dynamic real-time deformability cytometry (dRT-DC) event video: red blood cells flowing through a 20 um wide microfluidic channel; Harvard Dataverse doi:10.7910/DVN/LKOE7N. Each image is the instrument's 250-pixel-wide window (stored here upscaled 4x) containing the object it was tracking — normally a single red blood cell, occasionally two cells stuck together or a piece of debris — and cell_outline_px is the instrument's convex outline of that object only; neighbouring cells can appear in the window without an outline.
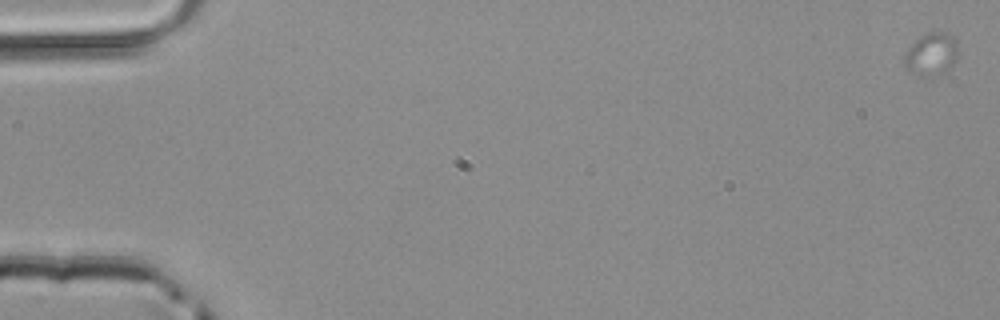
{"species": "common noctule bat (a hibernating species)", "species_latin": "Nyctalus noctula", "temperature_condition": "room temperature", "stored_images_in_passage": 20, "camera_frame_rate_fps": 3000, "um_per_image_px": 0.085, "animal": {"sex": "male", "body_mass_g": 20.4}, "frame": {"image": 1, "passage_image": 1, "time_ms": 0.0, "image_size_px": [1000, 320], "cell_outline_px": [[956, 56], [948, 68], [936, 76], [924, 76], [908, 68], [904, 64], [904, 56], [908, 48], [920, 36], [928, 32], [944, 32], [952, 36], [956, 40]], "centroid_in_image_um": [79.15, 4.57], "position_along_channel_um": 5.9, "area_um2": 12.77}}